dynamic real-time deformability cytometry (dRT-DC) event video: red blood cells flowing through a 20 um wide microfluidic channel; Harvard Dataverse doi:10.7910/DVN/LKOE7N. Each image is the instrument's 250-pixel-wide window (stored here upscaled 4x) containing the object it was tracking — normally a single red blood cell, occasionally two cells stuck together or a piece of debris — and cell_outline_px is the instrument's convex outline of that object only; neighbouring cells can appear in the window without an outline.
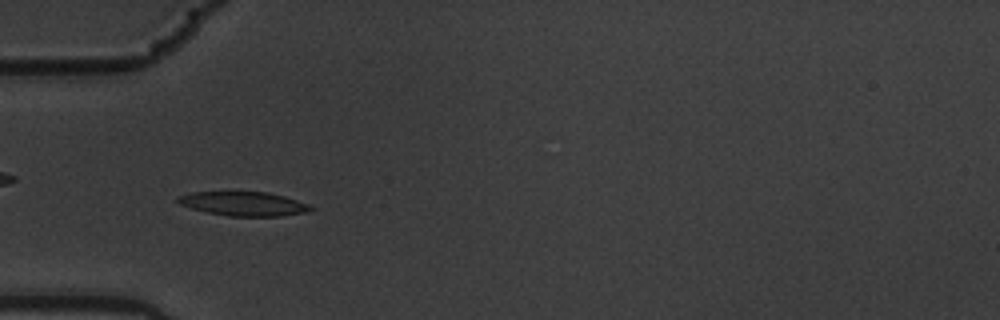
{"species": "common noctule bat (a hibernating species)", "species_latin": "Nyctalus noctula", "temperature_condition": "warm", "stored_images_in_passage": 57, "camera_frame_rate_fps": 3000, "um_per_image_px": 0.085, "animal": {"sex": "male", "body_mass_g": 19.5, "forearm_length_mm": 54.6}, "frame": {"image": 1, "passage_image": 18, "time_ms": 5.667, "image_size_px": [1000, 320], "cell_outline_px": [[312, 208], [308, 212], [280, 216], [228, 216], [208, 212], [192, 208], [180, 204], [176, 200], [180, 196], [192, 192], [268, 192], [284, 196], [308, 204]], "centroid_in_image_um": [20.72, 17.32], "position_along_channel_um": 64.3, "area_um2": 18.38}}
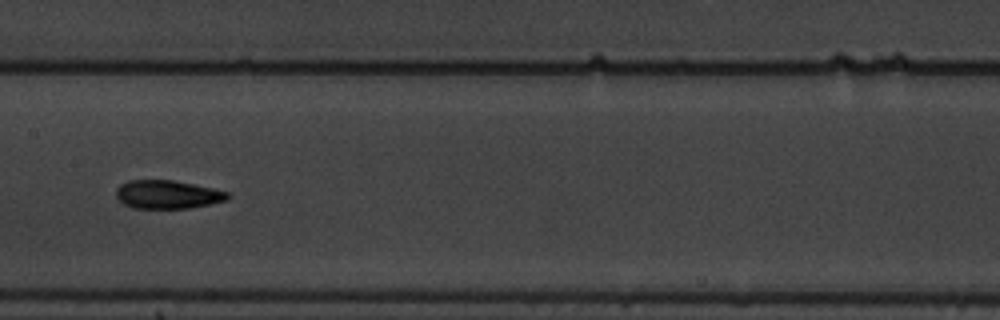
{"frame": {"image": 2, "passage_image": 29, "time_ms": 9.333, "image_size_px": [1000, 320], "cell_outline_px": [[232, 196], [228, 200], [188, 208], [132, 208], [124, 204], [116, 196], [116, 188], [120, 184], [128, 180], [172, 180], [212, 188], [228, 192]], "centroid_in_image_um": [14.23, 16.53], "position_along_channel_um": 193.2, "area_um2": 18.44}}
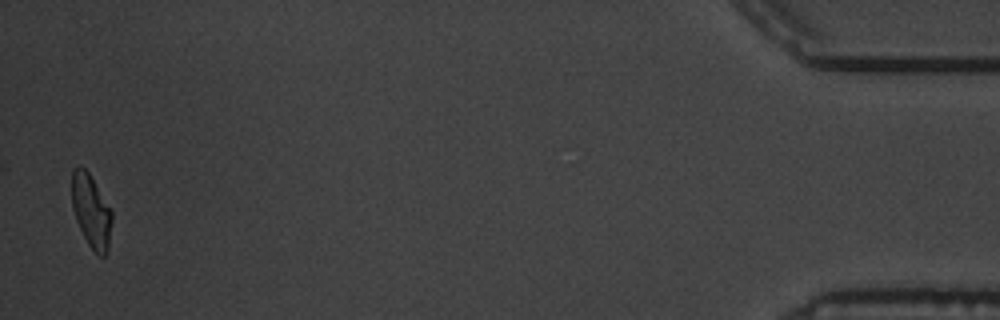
{"frame": {"image": 3, "passage_image": 56, "time_ms": 18.333, "image_size_px": [1000, 320], "cell_outline_px": [[112, 220], [108, 248], [104, 256], [100, 256], [88, 244], [76, 220], [72, 208], [72, 168], [80, 164], [88, 172], [112, 212]], "centroid_in_image_um": [7.73, 17.91], "position_along_channel_um": 427.5, "area_um2": 16.82}, "authors_computed_cell_mechanics": {"area_um2": 18.0914, "velocity_mm_per_s": 3.5575, "shape_relaxation_time_tau1_ms": 4.7934, "shape_relaxation_time_tau2_ms": 2.2807, "deformation_change_tau1": 0.1729, "deformation_change_tau2": 0.0867}}